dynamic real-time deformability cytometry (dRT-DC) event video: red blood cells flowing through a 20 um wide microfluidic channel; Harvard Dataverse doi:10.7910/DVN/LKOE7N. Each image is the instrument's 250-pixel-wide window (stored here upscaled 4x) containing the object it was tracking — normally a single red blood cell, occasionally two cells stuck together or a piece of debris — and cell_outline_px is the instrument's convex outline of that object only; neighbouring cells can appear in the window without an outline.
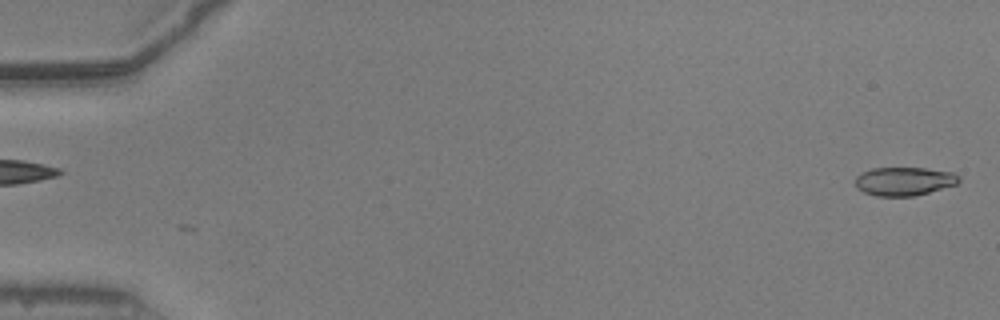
{"species": "common noctule bat (a hibernating species)", "species_latin": "Nyctalus noctula", "temperature_condition": "warm", "stored_images_in_passage": 52, "camera_frame_rate_fps": 3000, "um_per_image_px": 0.085, "animal": {"sex": "male", "body_mass_g": 20.5, "forearm_length_mm": 52.5}, "frame": {"image": 1, "passage_image": 1, "time_ms": 0.0, "image_size_px": [1000, 320], "cell_outline_px": [[960, 180], [956, 184], [916, 196], [876, 196], [864, 192], [856, 188], [856, 176], [860, 172], [872, 168], [924, 168], [952, 172], [960, 176]], "centroid_in_image_um": [76.83, 15.41], "position_along_channel_um": 8.2, "area_um2": 17.28}}
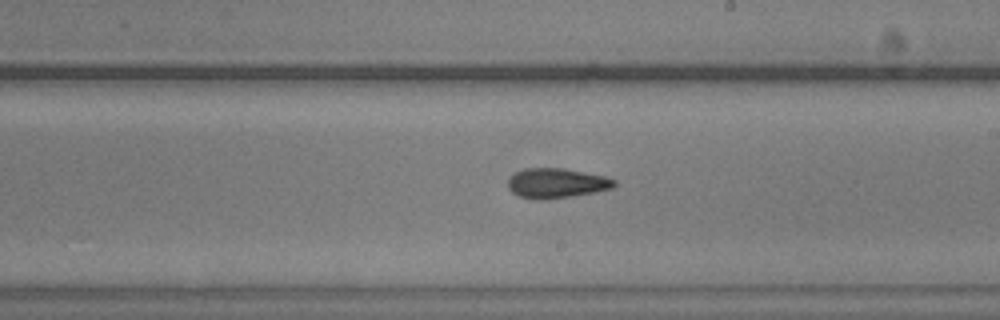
{"frame": {"image": 2, "passage_image": 31, "time_ms": 10.0, "image_size_px": [1000, 320], "cell_outline_px": [[616, 184], [612, 188], [572, 196], [520, 196], [512, 192], [508, 188], [508, 180], [516, 172], [524, 168], [564, 168], [604, 176], [616, 180]], "centroid_in_image_um": [47.34, 15.51], "position_along_channel_um": 241.7, "area_um2": 17.51}}
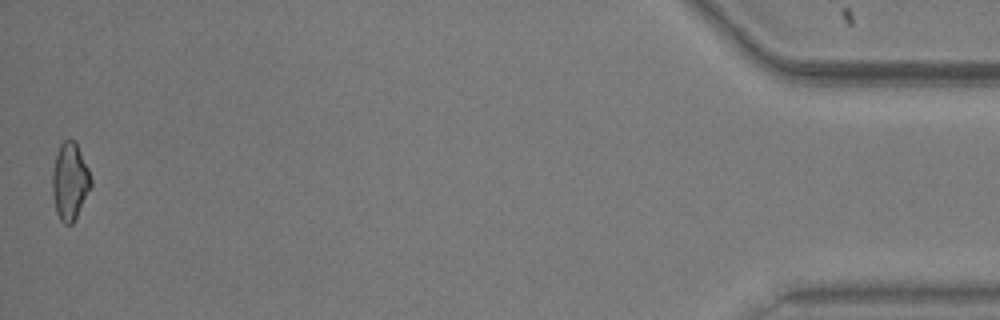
{"frame": {"image": 3, "passage_image": 52, "time_ms": 17.0, "image_size_px": [1000, 320], "cell_outline_px": [[92, 188], [72, 224], [64, 224], [60, 220], [56, 212], [52, 192], [52, 172], [56, 156], [60, 144], [64, 140], [76, 140], [88, 168], [92, 180]], "centroid_in_image_um": [5.95, 15.42], "position_along_channel_um": 429.2, "area_um2": 17.51}, "authors_computed_cell_mechanics": {"area_um2": 17.7735, "velocity_mm_per_s": 3.9229, "shape_relaxation_time_tau1_ms": 7.3599, "shape_relaxation_time_tau2_ms": 3.0216, "deformation_change_tau1": 0.189, "deformation_change_tau2": 0.1073}}